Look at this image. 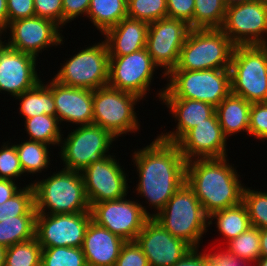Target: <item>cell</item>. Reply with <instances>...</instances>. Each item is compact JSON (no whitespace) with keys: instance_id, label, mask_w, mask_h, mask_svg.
Wrapping results in <instances>:
<instances>
[{"instance_id":"obj_1","label":"cell","mask_w":267,"mask_h":266,"mask_svg":"<svg viewBox=\"0 0 267 266\" xmlns=\"http://www.w3.org/2000/svg\"><path fill=\"white\" fill-rule=\"evenodd\" d=\"M149 145L135 149L132 155L134 171L138 175L136 195L145 199L151 217L157 215L168 200L185 182L186 160L176 143L158 136Z\"/></svg>"},{"instance_id":"obj_2","label":"cell","mask_w":267,"mask_h":266,"mask_svg":"<svg viewBox=\"0 0 267 266\" xmlns=\"http://www.w3.org/2000/svg\"><path fill=\"white\" fill-rule=\"evenodd\" d=\"M234 166L228 156L186 162L185 182L207 216L242 203L245 184Z\"/></svg>"},{"instance_id":"obj_3","label":"cell","mask_w":267,"mask_h":266,"mask_svg":"<svg viewBox=\"0 0 267 266\" xmlns=\"http://www.w3.org/2000/svg\"><path fill=\"white\" fill-rule=\"evenodd\" d=\"M51 173L42 180H31L37 214L91 212L81 172L62 168Z\"/></svg>"},{"instance_id":"obj_4","label":"cell","mask_w":267,"mask_h":266,"mask_svg":"<svg viewBox=\"0 0 267 266\" xmlns=\"http://www.w3.org/2000/svg\"><path fill=\"white\" fill-rule=\"evenodd\" d=\"M156 97L198 100L214 107L231 93L229 69L171 70Z\"/></svg>"},{"instance_id":"obj_5","label":"cell","mask_w":267,"mask_h":266,"mask_svg":"<svg viewBox=\"0 0 267 266\" xmlns=\"http://www.w3.org/2000/svg\"><path fill=\"white\" fill-rule=\"evenodd\" d=\"M153 218L172 236L184 240L192 248L201 247L202 238L210 229L202 204L186 182Z\"/></svg>"},{"instance_id":"obj_6","label":"cell","mask_w":267,"mask_h":266,"mask_svg":"<svg viewBox=\"0 0 267 266\" xmlns=\"http://www.w3.org/2000/svg\"><path fill=\"white\" fill-rule=\"evenodd\" d=\"M234 48L221 29H191L172 70L230 69Z\"/></svg>"},{"instance_id":"obj_7","label":"cell","mask_w":267,"mask_h":266,"mask_svg":"<svg viewBox=\"0 0 267 266\" xmlns=\"http://www.w3.org/2000/svg\"><path fill=\"white\" fill-rule=\"evenodd\" d=\"M229 70L231 93L250 103L267 102V45L235 46Z\"/></svg>"},{"instance_id":"obj_8","label":"cell","mask_w":267,"mask_h":266,"mask_svg":"<svg viewBox=\"0 0 267 266\" xmlns=\"http://www.w3.org/2000/svg\"><path fill=\"white\" fill-rule=\"evenodd\" d=\"M144 101L139 96L105 86L93 90V124L109 131L115 138L139 133L140 120L136 105Z\"/></svg>"},{"instance_id":"obj_9","label":"cell","mask_w":267,"mask_h":266,"mask_svg":"<svg viewBox=\"0 0 267 266\" xmlns=\"http://www.w3.org/2000/svg\"><path fill=\"white\" fill-rule=\"evenodd\" d=\"M86 46L62 61L64 63H60V69L52 79L68 87L91 90L108 86L109 53L105 41Z\"/></svg>"},{"instance_id":"obj_10","label":"cell","mask_w":267,"mask_h":266,"mask_svg":"<svg viewBox=\"0 0 267 266\" xmlns=\"http://www.w3.org/2000/svg\"><path fill=\"white\" fill-rule=\"evenodd\" d=\"M72 127L58 148L63 169L82 172L93 161L111 155V145L118 139L109 131L95 124Z\"/></svg>"},{"instance_id":"obj_11","label":"cell","mask_w":267,"mask_h":266,"mask_svg":"<svg viewBox=\"0 0 267 266\" xmlns=\"http://www.w3.org/2000/svg\"><path fill=\"white\" fill-rule=\"evenodd\" d=\"M147 205L137 199L124 198L95 203L91 207L92 220L124 241H135L146 221L151 217Z\"/></svg>"},{"instance_id":"obj_12","label":"cell","mask_w":267,"mask_h":266,"mask_svg":"<svg viewBox=\"0 0 267 266\" xmlns=\"http://www.w3.org/2000/svg\"><path fill=\"white\" fill-rule=\"evenodd\" d=\"M158 68L147 48L124 56H109L108 86L133 93L144 100L150 93Z\"/></svg>"},{"instance_id":"obj_13","label":"cell","mask_w":267,"mask_h":266,"mask_svg":"<svg viewBox=\"0 0 267 266\" xmlns=\"http://www.w3.org/2000/svg\"><path fill=\"white\" fill-rule=\"evenodd\" d=\"M221 30L235 46L267 45V2L253 0L226 8Z\"/></svg>"},{"instance_id":"obj_14","label":"cell","mask_w":267,"mask_h":266,"mask_svg":"<svg viewBox=\"0 0 267 266\" xmlns=\"http://www.w3.org/2000/svg\"><path fill=\"white\" fill-rule=\"evenodd\" d=\"M62 31L54 21L34 16L10 22L1 39H4L9 47L38 58L42 51L64 44L65 36ZM5 34L6 36L9 34L8 40Z\"/></svg>"},{"instance_id":"obj_15","label":"cell","mask_w":267,"mask_h":266,"mask_svg":"<svg viewBox=\"0 0 267 266\" xmlns=\"http://www.w3.org/2000/svg\"><path fill=\"white\" fill-rule=\"evenodd\" d=\"M93 161L82 172L85 191L92 207L95 203L118 200L128 193V173L114 153Z\"/></svg>"},{"instance_id":"obj_16","label":"cell","mask_w":267,"mask_h":266,"mask_svg":"<svg viewBox=\"0 0 267 266\" xmlns=\"http://www.w3.org/2000/svg\"><path fill=\"white\" fill-rule=\"evenodd\" d=\"M191 30L182 20L162 18L149 24L147 35V51L153 62L162 68V76L176 67L181 48Z\"/></svg>"},{"instance_id":"obj_17","label":"cell","mask_w":267,"mask_h":266,"mask_svg":"<svg viewBox=\"0 0 267 266\" xmlns=\"http://www.w3.org/2000/svg\"><path fill=\"white\" fill-rule=\"evenodd\" d=\"M91 212L37 214L35 237L43 248L82 247Z\"/></svg>"},{"instance_id":"obj_18","label":"cell","mask_w":267,"mask_h":266,"mask_svg":"<svg viewBox=\"0 0 267 266\" xmlns=\"http://www.w3.org/2000/svg\"><path fill=\"white\" fill-rule=\"evenodd\" d=\"M38 63L37 57L9 47L0 39V93L4 91L14 99L34 88L42 80Z\"/></svg>"},{"instance_id":"obj_19","label":"cell","mask_w":267,"mask_h":266,"mask_svg":"<svg viewBox=\"0 0 267 266\" xmlns=\"http://www.w3.org/2000/svg\"><path fill=\"white\" fill-rule=\"evenodd\" d=\"M135 241L149 266H172L192 248L184 240L172 236L153 217L146 221Z\"/></svg>"},{"instance_id":"obj_20","label":"cell","mask_w":267,"mask_h":266,"mask_svg":"<svg viewBox=\"0 0 267 266\" xmlns=\"http://www.w3.org/2000/svg\"><path fill=\"white\" fill-rule=\"evenodd\" d=\"M227 140L214 113L205 122L190 129L176 144L188 162L194 159L227 157Z\"/></svg>"},{"instance_id":"obj_21","label":"cell","mask_w":267,"mask_h":266,"mask_svg":"<svg viewBox=\"0 0 267 266\" xmlns=\"http://www.w3.org/2000/svg\"><path fill=\"white\" fill-rule=\"evenodd\" d=\"M52 93L61 125L65 122L71 126L93 124V90L68 87L52 79Z\"/></svg>"},{"instance_id":"obj_22","label":"cell","mask_w":267,"mask_h":266,"mask_svg":"<svg viewBox=\"0 0 267 266\" xmlns=\"http://www.w3.org/2000/svg\"><path fill=\"white\" fill-rule=\"evenodd\" d=\"M162 105H166L169 115L174 119L176 123L173 130L157 136L166 142L177 143L190 129L197 124L205 122L215 113V107L212 104L182 98H161ZM171 112V113H170ZM166 132V133H165Z\"/></svg>"},{"instance_id":"obj_23","label":"cell","mask_w":267,"mask_h":266,"mask_svg":"<svg viewBox=\"0 0 267 266\" xmlns=\"http://www.w3.org/2000/svg\"><path fill=\"white\" fill-rule=\"evenodd\" d=\"M125 242L119 236L91 220L81 247L87 266H115Z\"/></svg>"},{"instance_id":"obj_24","label":"cell","mask_w":267,"mask_h":266,"mask_svg":"<svg viewBox=\"0 0 267 266\" xmlns=\"http://www.w3.org/2000/svg\"><path fill=\"white\" fill-rule=\"evenodd\" d=\"M149 24L145 21L123 18L102 35L109 56H124L146 48Z\"/></svg>"},{"instance_id":"obj_25","label":"cell","mask_w":267,"mask_h":266,"mask_svg":"<svg viewBox=\"0 0 267 266\" xmlns=\"http://www.w3.org/2000/svg\"><path fill=\"white\" fill-rule=\"evenodd\" d=\"M250 102L243 97L230 93L218 106L215 107L217 119L224 136L229 140L230 136L245 133L249 136V112ZM245 132V133H244Z\"/></svg>"},{"instance_id":"obj_26","label":"cell","mask_w":267,"mask_h":266,"mask_svg":"<svg viewBox=\"0 0 267 266\" xmlns=\"http://www.w3.org/2000/svg\"><path fill=\"white\" fill-rule=\"evenodd\" d=\"M44 81L41 80L34 88L15 97V100L19 101V108L17 109H19L18 113L23 120L42 114L56 116L52 78L47 82Z\"/></svg>"},{"instance_id":"obj_27","label":"cell","mask_w":267,"mask_h":266,"mask_svg":"<svg viewBox=\"0 0 267 266\" xmlns=\"http://www.w3.org/2000/svg\"><path fill=\"white\" fill-rule=\"evenodd\" d=\"M213 221H215L213 223ZM215 224L217 232L222 235L226 243L245 232L252 225L247 209L243 203L234 207L216 211L208 216V226Z\"/></svg>"},{"instance_id":"obj_28","label":"cell","mask_w":267,"mask_h":266,"mask_svg":"<svg viewBox=\"0 0 267 266\" xmlns=\"http://www.w3.org/2000/svg\"><path fill=\"white\" fill-rule=\"evenodd\" d=\"M22 141L23 140L21 139V143L18 141L19 143L14 142V144L16 146L23 173L34 177L35 174L38 176L39 173L40 175L42 171L46 172L51 165L50 156L52 146L39 141H31L27 139Z\"/></svg>"},{"instance_id":"obj_29","label":"cell","mask_w":267,"mask_h":266,"mask_svg":"<svg viewBox=\"0 0 267 266\" xmlns=\"http://www.w3.org/2000/svg\"><path fill=\"white\" fill-rule=\"evenodd\" d=\"M128 17L127 0H91L86 19L101 35Z\"/></svg>"},{"instance_id":"obj_30","label":"cell","mask_w":267,"mask_h":266,"mask_svg":"<svg viewBox=\"0 0 267 266\" xmlns=\"http://www.w3.org/2000/svg\"><path fill=\"white\" fill-rule=\"evenodd\" d=\"M27 140L39 141L49 146H60L63 137L62 126L56 116L36 115L24 120Z\"/></svg>"},{"instance_id":"obj_31","label":"cell","mask_w":267,"mask_h":266,"mask_svg":"<svg viewBox=\"0 0 267 266\" xmlns=\"http://www.w3.org/2000/svg\"><path fill=\"white\" fill-rule=\"evenodd\" d=\"M36 216H16L0 222V246L9 248L16 243L35 238Z\"/></svg>"},{"instance_id":"obj_32","label":"cell","mask_w":267,"mask_h":266,"mask_svg":"<svg viewBox=\"0 0 267 266\" xmlns=\"http://www.w3.org/2000/svg\"><path fill=\"white\" fill-rule=\"evenodd\" d=\"M225 16L222 0H195L193 29H221Z\"/></svg>"},{"instance_id":"obj_33","label":"cell","mask_w":267,"mask_h":266,"mask_svg":"<svg viewBox=\"0 0 267 266\" xmlns=\"http://www.w3.org/2000/svg\"><path fill=\"white\" fill-rule=\"evenodd\" d=\"M36 215L32 182L27 185L24 183V187L17 194L0 204V222L7 219H16V216Z\"/></svg>"},{"instance_id":"obj_34","label":"cell","mask_w":267,"mask_h":266,"mask_svg":"<svg viewBox=\"0 0 267 266\" xmlns=\"http://www.w3.org/2000/svg\"><path fill=\"white\" fill-rule=\"evenodd\" d=\"M226 245V250L229 253L254 264L261 257L260 229L251 226L245 232L227 242Z\"/></svg>"},{"instance_id":"obj_35","label":"cell","mask_w":267,"mask_h":266,"mask_svg":"<svg viewBox=\"0 0 267 266\" xmlns=\"http://www.w3.org/2000/svg\"><path fill=\"white\" fill-rule=\"evenodd\" d=\"M42 247L37 238L7 248L4 266H41Z\"/></svg>"},{"instance_id":"obj_36","label":"cell","mask_w":267,"mask_h":266,"mask_svg":"<svg viewBox=\"0 0 267 266\" xmlns=\"http://www.w3.org/2000/svg\"><path fill=\"white\" fill-rule=\"evenodd\" d=\"M242 203L245 205L251 225L267 229V191H259L245 185Z\"/></svg>"},{"instance_id":"obj_37","label":"cell","mask_w":267,"mask_h":266,"mask_svg":"<svg viewBox=\"0 0 267 266\" xmlns=\"http://www.w3.org/2000/svg\"><path fill=\"white\" fill-rule=\"evenodd\" d=\"M41 266H87L81 247L43 248Z\"/></svg>"},{"instance_id":"obj_38","label":"cell","mask_w":267,"mask_h":266,"mask_svg":"<svg viewBox=\"0 0 267 266\" xmlns=\"http://www.w3.org/2000/svg\"><path fill=\"white\" fill-rule=\"evenodd\" d=\"M127 14L150 24L167 17V0H127Z\"/></svg>"},{"instance_id":"obj_39","label":"cell","mask_w":267,"mask_h":266,"mask_svg":"<svg viewBox=\"0 0 267 266\" xmlns=\"http://www.w3.org/2000/svg\"><path fill=\"white\" fill-rule=\"evenodd\" d=\"M0 146V179H9L13 181H18V179L21 180V176L25 175L22 170L15 144L8 140L2 142Z\"/></svg>"},{"instance_id":"obj_40","label":"cell","mask_w":267,"mask_h":266,"mask_svg":"<svg viewBox=\"0 0 267 266\" xmlns=\"http://www.w3.org/2000/svg\"><path fill=\"white\" fill-rule=\"evenodd\" d=\"M249 136L267 140V102L252 103L249 112Z\"/></svg>"},{"instance_id":"obj_41","label":"cell","mask_w":267,"mask_h":266,"mask_svg":"<svg viewBox=\"0 0 267 266\" xmlns=\"http://www.w3.org/2000/svg\"><path fill=\"white\" fill-rule=\"evenodd\" d=\"M115 266H149V263L136 241H126L120 250Z\"/></svg>"},{"instance_id":"obj_42","label":"cell","mask_w":267,"mask_h":266,"mask_svg":"<svg viewBox=\"0 0 267 266\" xmlns=\"http://www.w3.org/2000/svg\"><path fill=\"white\" fill-rule=\"evenodd\" d=\"M36 17L47 18L63 27V4L62 0H34Z\"/></svg>"},{"instance_id":"obj_43","label":"cell","mask_w":267,"mask_h":266,"mask_svg":"<svg viewBox=\"0 0 267 266\" xmlns=\"http://www.w3.org/2000/svg\"><path fill=\"white\" fill-rule=\"evenodd\" d=\"M195 0H167V17L185 21L193 29Z\"/></svg>"},{"instance_id":"obj_44","label":"cell","mask_w":267,"mask_h":266,"mask_svg":"<svg viewBox=\"0 0 267 266\" xmlns=\"http://www.w3.org/2000/svg\"><path fill=\"white\" fill-rule=\"evenodd\" d=\"M91 0H62L63 4V26L66 25L79 16L87 17L88 9Z\"/></svg>"},{"instance_id":"obj_45","label":"cell","mask_w":267,"mask_h":266,"mask_svg":"<svg viewBox=\"0 0 267 266\" xmlns=\"http://www.w3.org/2000/svg\"><path fill=\"white\" fill-rule=\"evenodd\" d=\"M220 248L219 252H206V266H252L253 263H249L246 260H242L238 257H235L231 253H229L226 249L221 250L220 244H218Z\"/></svg>"},{"instance_id":"obj_46","label":"cell","mask_w":267,"mask_h":266,"mask_svg":"<svg viewBox=\"0 0 267 266\" xmlns=\"http://www.w3.org/2000/svg\"><path fill=\"white\" fill-rule=\"evenodd\" d=\"M8 24L14 20L35 16L34 0H7Z\"/></svg>"},{"instance_id":"obj_47","label":"cell","mask_w":267,"mask_h":266,"mask_svg":"<svg viewBox=\"0 0 267 266\" xmlns=\"http://www.w3.org/2000/svg\"><path fill=\"white\" fill-rule=\"evenodd\" d=\"M199 248H191L179 261L172 266H206V253Z\"/></svg>"},{"instance_id":"obj_48","label":"cell","mask_w":267,"mask_h":266,"mask_svg":"<svg viewBox=\"0 0 267 266\" xmlns=\"http://www.w3.org/2000/svg\"><path fill=\"white\" fill-rule=\"evenodd\" d=\"M16 182L9 179H0V204L12 198L22 189L23 186L18 185Z\"/></svg>"},{"instance_id":"obj_49","label":"cell","mask_w":267,"mask_h":266,"mask_svg":"<svg viewBox=\"0 0 267 266\" xmlns=\"http://www.w3.org/2000/svg\"><path fill=\"white\" fill-rule=\"evenodd\" d=\"M8 27L7 0H0V36L4 34Z\"/></svg>"},{"instance_id":"obj_50","label":"cell","mask_w":267,"mask_h":266,"mask_svg":"<svg viewBox=\"0 0 267 266\" xmlns=\"http://www.w3.org/2000/svg\"><path fill=\"white\" fill-rule=\"evenodd\" d=\"M261 257H267V229H260Z\"/></svg>"},{"instance_id":"obj_51","label":"cell","mask_w":267,"mask_h":266,"mask_svg":"<svg viewBox=\"0 0 267 266\" xmlns=\"http://www.w3.org/2000/svg\"><path fill=\"white\" fill-rule=\"evenodd\" d=\"M253 0H222L223 4L225 5L226 8L246 2H250Z\"/></svg>"},{"instance_id":"obj_52","label":"cell","mask_w":267,"mask_h":266,"mask_svg":"<svg viewBox=\"0 0 267 266\" xmlns=\"http://www.w3.org/2000/svg\"><path fill=\"white\" fill-rule=\"evenodd\" d=\"M7 248L0 246V266H4Z\"/></svg>"},{"instance_id":"obj_53","label":"cell","mask_w":267,"mask_h":266,"mask_svg":"<svg viewBox=\"0 0 267 266\" xmlns=\"http://www.w3.org/2000/svg\"><path fill=\"white\" fill-rule=\"evenodd\" d=\"M254 264L255 266H267V257H260Z\"/></svg>"}]
</instances>
